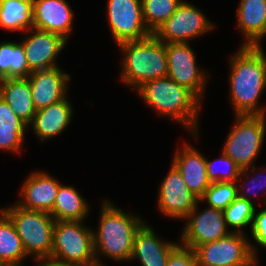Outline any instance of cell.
<instances>
[{
  "instance_id": "30bf717a",
  "label": "cell",
  "mask_w": 266,
  "mask_h": 266,
  "mask_svg": "<svg viewBox=\"0 0 266 266\" xmlns=\"http://www.w3.org/2000/svg\"><path fill=\"white\" fill-rule=\"evenodd\" d=\"M107 15L116 44L151 35L143 21L141 0H108Z\"/></svg>"
},
{
  "instance_id": "5bb4252c",
  "label": "cell",
  "mask_w": 266,
  "mask_h": 266,
  "mask_svg": "<svg viewBox=\"0 0 266 266\" xmlns=\"http://www.w3.org/2000/svg\"><path fill=\"white\" fill-rule=\"evenodd\" d=\"M28 34L21 41L31 72L58 67L56 58L65 48L67 40L61 35L36 29L26 30Z\"/></svg>"
},
{
  "instance_id": "d6a6232c",
  "label": "cell",
  "mask_w": 266,
  "mask_h": 266,
  "mask_svg": "<svg viewBox=\"0 0 266 266\" xmlns=\"http://www.w3.org/2000/svg\"><path fill=\"white\" fill-rule=\"evenodd\" d=\"M166 266H199L193 249L181 243L170 253Z\"/></svg>"
},
{
  "instance_id": "9c48e42d",
  "label": "cell",
  "mask_w": 266,
  "mask_h": 266,
  "mask_svg": "<svg viewBox=\"0 0 266 266\" xmlns=\"http://www.w3.org/2000/svg\"><path fill=\"white\" fill-rule=\"evenodd\" d=\"M214 26L195 5L183 1L153 35L165 44L189 43L188 41L212 30Z\"/></svg>"
},
{
  "instance_id": "4dcf8cb0",
  "label": "cell",
  "mask_w": 266,
  "mask_h": 266,
  "mask_svg": "<svg viewBox=\"0 0 266 266\" xmlns=\"http://www.w3.org/2000/svg\"><path fill=\"white\" fill-rule=\"evenodd\" d=\"M218 164L220 166L223 165L225 167L224 170L221 171L219 167H216L219 166ZM206 170L211 183L223 181L235 182L237 181L241 171L237 164L223 151L219 159H216V161H209L206 159Z\"/></svg>"
},
{
  "instance_id": "484cf974",
  "label": "cell",
  "mask_w": 266,
  "mask_h": 266,
  "mask_svg": "<svg viewBox=\"0 0 266 266\" xmlns=\"http://www.w3.org/2000/svg\"><path fill=\"white\" fill-rule=\"evenodd\" d=\"M0 262L2 265L22 266L27 257L23 243L11 219L0 210Z\"/></svg>"
},
{
  "instance_id": "83f0119b",
  "label": "cell",
  "mask_w": 266,
  "mask_h": 266,
  "mask_svg": "<svg viewBox=\"0 0 266 266\" xmlns=\"http://www.w3.org/2000/svg\"><path fill=\"white\" fill-rule=\"evenodd\" d=\"M184 0H141L143 21L151 34L174 14Z\"/></svg>"
},
{
  "instance_id": "9a60e30c",
  "label": "cell",
  "mask_w": 266,
  "mask_h": 266,
  "mask_svg": "<svg viewBox=\"0 0 266 266\" xmlns=\"http://www.w3.org/2000/svg\"><path fill=\"white\" fill-rule=\"evenodd\" d=\"M30 83L31 96L36 110L63 100L67 96L71 76L60 67L31 72L26 77Z\"/></svg>"
},
{
  "instance_id": "cb8c5ba5",
  "label": "cell",
  "mask_w": 266,
  "mask_h": 266,
  "mask_svg": "<svg viewBox=\"0 0 266 266\" xmlns=\"http://www.w3.org/2000/svg\"><path fill=\"white\" fill-rule=\"evenodd\" d=\"M28 127L0 97V149L20 154Z\"/></svg>"
},
{
  "instance_id": "ba28073f",
  "label": "cell",
  "mask_w": 266,
  "mask_h": 266,
  "mask_svg": "<svg viewBox=\"0 0 266 266\" xmlns=\"http://www.w3.org/2000/svg\"><path fill=\"white\" fill-rule=\"evenodd\" d=\"M245 233H233L198 246L199 266H258L257 249ZM256 251V252H255Z\"/></svg>"
},
{
  "instance_id": "44dd1931",
  "label": "cell",
  "mask_w": 266,
  "mask_h": 266,
  "mask_svg": "<svg viewBox=\"0 0 266 266\" xmlns=\"http://www.w3.org/2000/svg\"><path fill=\"white\" fill-rule=\"evenodd\" d=\"M236 16L237 27L245 36L243 46H261L266 36V0H241Z\"/></svg>"
},
{
  "instance_id": "d590c367",
  "label": "cell",
  "mask_w": 266,
  "mask_h": 266,
  "mask_svg": "<svg viewBox=\"0 0 266 266\" xmlns=\"http://www.w3.org/2000/svg\"><path fill=\"white\" fill-rule=\"evenodd\" d=\"M81 266H105V265L103 263L94 262V263L89 264V265H81Z\"/></svg>"
},
{
  "instance_id": "ac0fdd59",
  "label": "cell",
  "mask_w": 266,
  "mask_h": 266,
  "mask_svg": "<svg viewBox=\"0 0 266 266\" xmlns=\"http://www.w3.org/2000/svg\"><path fill=\"white\" fill-rule=\"evenodd\" d=\"M172 160L181 172L187 188L200 199L211 184L204 155L193 146L186 144L180 149L177 148Z\"/></svg>"
},
{
  "instance_id": "8fae6325",
  "label": "cell",
  "mask_w": 266,
  "mask_h": 266,
  "mask_svg": "<svg viewBox=\"0 0 266 266\" xmlns=\"http://www.w3.org/2000/svg\"><path fill=\"white\" fill-rule=\"evenodd\" d=\"M189 43H167V76L181 86L188 88L200 100L207 85L206 72L196 64L194 51Z\"/></svg>"
},
{
  "instance_id": "52a82bcc",
  "label": "cell",
  "mask_w": 266,
  "mask_h": 266,
  "mask_svg": "<svg viewBox=\"0 0 266 266\" xmlns=\"http://www.w3.org/2000/svg\"><path fill=\"white\" fill-rule=\"evenodd\" d=\"M266 115L236 116L223 152L242 169L254 167L266 134Z\"/></svg>"
},
{
  "instance_id": "7a4b0ae2",
  "label": "cell",
  "mask_w": 266,
  "mask_h": 266,
  "mask_svg": "<svg viewBox=\"0 0 266 266\" xmlns=\"http://www.w3.org/2000/svg\"><path fill=\"white\" fill-rule=\"evenodd\" d=\"M136 92L159 115L167 116L185 126L192 135L198 134L201 100L188 88L168 76L143 83Z\"/></svg>"
},
{
  "instance_id": "5b68a950",
  "label": "cell",
  "mask_w": 266,
  "mask_h": 266,
  "mask_svg": "<svg viewBox=\"0 0 266 266\" xmlns=\"http://www.w3.org/2000/svg\"><path fill=\"white\" fill-rule=\"evenodd\" d=\"M2 210L13 222L27 256L49 259L52 252L55 219L45 211L27 210L16 203Z\"/></svg>"
},
{
  "instance_id": "836d02e7",
  "label": "cell",
  "mask_w": 266,
  "mask_h": 266,
  "mask_svg": "<svg viewBox=\"0 0 266 266\" xmlns=\"http://www.w3.org/2000/svg\"><path fill=\"white\" fill-rule=\"evenodd\" d=\"M264 203L266 204V201ZM250 230L254 241L263 248H266V208L260 210L258 213L255 210Z\"/></svg>"
},
{
  "instance_id": "f546056e",
  "label": "cell",
  "mask_w": 266,
  "mask_h": 266,
  "mask_svg": "<svg viewBox=\"0 0 266 266\" xmlns=\"http://www.w3.org/2000/svg\"><path fill=\"white\" fill-rule=\"evenodd\" d=\"M237 186L235 182H214L206 189L205 194L199 199L206 201L208 207L219 210L226 209L237 198Z\"/></svg>"
},
{
  "instance_id": "603a6c76",
  "label": "cell",
  "mask_w": 266,
  "mask_h": 266,
  "mask_svg": "<svg viewBox=\"0 0 266 266\" xmlns=\"http://www.w3.org/2000/svg\"><path fill=\"white\" fill-rule=\"evenodd\" d=\"M89 208V204L75 188L61 184L50 214L56 221H83Z\"/></svg>"
},
{
  "instance_id": "d4e9b609",
  "label": "cell",
  "mask_w": 266,
  "mask_h": 266,
  "mask_svg": "<svg viewBox=\"0 0 266 266\" xmlns=\"http://www.w3.org/2000/svg\"><path fill=\"white\" fill-rule=\"evenodd\" d=\"M0 27L5 31L33 29V0H0Z\"/></svg>"
},
{
  "instance_id": "4fadbf2b",
  "label": "cell",
  "mask_w": 266,
  "mask_h": 266,
  "mask_svg": "<svg viewBox=\"0 0 266 266\" xmlns=\"http://www.w3.org/2000/svg\"><path fill=\"white\" fill-rule=\"evenodd\" d=\"M158 196L157 203L161 213L182 220H185L199 201V198L187 188L181 172L173 163L159 187Z\"/></svg>"
},
{
  "instance_id": "8992f818",
  "label": "cell",
  "mask_w": 266,
  "mask_h": 266,
  "mask_svg": "<svg viewBox=\"0 0 266 266\" xmlns=\"http://www.w3.org/2000/svg\"><path fill=\"white\" fill-rule=\"evenodd\" d=\"M93 233L82 221H55L49 260L68 266L96 262Z\"/></svg>"
},
{
  "instance_id": "f1b7e54d",
  "label": "cell",
  "mask_w": 266,
  "mask_h": 266,
  "mask_svg": "<svg viewBox=\"0 0 266 266\" xmlns=\"http://www.w3.org/2000/svg\"><path fill=\"white\" fill-rule=\"evenodd\" d=\"M255 207L253 202L237 197L223 210L227 228L228 226L232 227L233 233H244L245 227L249 225L252 227Z\"/></svg>"
},
{
  "instance_id": "6da1fadb",
  "label": "cell",
  "mask_w": 266,
  "mask_h": 266,
  "mask_svg": "<svg viewBox=\"0 0 266 266\" xmlns=\"http://www.w3.org/2000/svg\"><path fill=\"white\" fill-rule=\"evenodd\" d=\"M230 65V97L235 116L266 115V108L258 105L266 88V56L262 47L242 45L231 56Z\"/></svg>"
},
{
  "instance_id": "1f68e13d",
  "label": "cell",
  "mask_w": 266,
  "mask_h": 266,
  "mask_svg": "<svg viewBox=\"0 0 266 266\" xmlns=\"http://www.w3.org/2000/svg\"><path fill=\"white\" fill-rule=\"evenodd\" d=\"M250 169H251V171L253 173L255 171H257V168L255 166L253 168L251 167V168H248V169H242L240 171L239 177H238V179L236 181V186H237V196L238 197L243 198V199H246V200H248L250 202H253L251 200L252 198H250V196H249V192H251V190H255V188H261V187H263V189H264L263 190V194H265L266 193V182L262 184V181H263V179L261 178V177H263L262 175H261V177H260V174L259 175H254L252 177V179H251V184L253 183L252 187H250L249 189L246 188V185H248V182L249 181L244 180V181L241 182L240 179H242V177H245V176H246V179H249L248 178L249 177V174L248 173L250 172ZM265 179H266V177H265ZM265 179H264V181H265ZM238 180L240 181L239 184L237 183V182H239ZM253 192H251V194H253ZM256 193H254V194L256 195Z\"/></svg>"
},
{
  "instance_id": "4316f807",
  "label": "cell",
  "mask_w": 266,
  "mask_h": 266,
  "mask_svg": "<svg viewBox=\"0 0 266 266\" xmlns=\"http://www.w3.org/2000/svg\"><path fill=\"white\" fill-rule=\"evenodd\" d=\"M30 73L22 44L0 42V79L26 78Z\"/></svg>"
},
{
  "instance_id": "7402d4cb",
  "label": "cell",
  "mask_w": 266,
  "mask_h": 266,
  "mask_svg": "<svg viewBox=\"0 0 266 266\" xmlns=\"http://www.w3.org/2000/svg\"><path fill=\"white\" fill-rule=\"evenodd\" d=\"M0 97L28 126L32 123L37 110L32 100L31 87L27 78L0 79Z\"/></svg>"
},
{
  "instance_id": "7c38bea8",
  "label": "cell",
  "mask_w": 266,
  "mask_h": 266,
  "mask_svg": "<svg viewBox=\"0 0 266 266\" xmlns=\"http://www.w3.org/2000/svg\"><path fill=\"white\" fill-rule=\"evenodd\" d=\"M199 202L200 200L185 218L189 221L181 234V244L193 250L202 244L224 238L232 232L226 226L222 210L208 207L197 212Z\"/></svg>"
},
{
  "instance_id": "2e32d148",
  "label": "cell",
  "mask_w": 266,
  "mask_h": 266,
  "mask_svg": "<svg viewBox=\"0 0 266 266\" xmlns=\"http://www.w3.org/2000/svg\"><path fill=\"white\" fill-rule=\"evenodd\" d=\"M74 14L65 0H33V29L70 36Z\"/></svg>"
},
{
  "instance_id": "e0dca14e",
  "label": "cell",
  "mask_w": 266,
  "mask_h": 266,
  "mask_svg": "<svg viewBox=\"0 0 266 266\" xmlns=\"http://www.w3.org/2000/svg\"><path fill=\"white\" fill-rule=\"evenodd\" d=\"M60 185V182L50 174L37 170L25 180L20 191L22 201L20 200L16 204L27 210L50 213L53 210Z\"/></svg>"
},
{
  "instance_id": "e575fe53",
  "label": "cell",
  "mask_w": 266,
  "mask_h": 266,
  "mask_svg": "<svg viewBox=\"0 0 266 266\" xmlns=\"http://www.w3.org/2000/svg\"><path fill=\"white\" fill-rule=\"evenodd\" d=\"M35 261L39 262V265L37 266H68V265L61 264V263H58V262H55L49 259H38Z\"/></svg>"
},
{
  "instance_id": "d6986e66",
  "label": "cell",
  "mask_w": 266,
  "mask_h": 266,
  "mask_svg": "<svg viewBox=\"0 0 266 266\" xmlns=\"http://www.w3.org/2000/svg\"><path fill=\"white\" fill-rule=\"evenodd\" d=\"M179 244L162 241L146 222L136 232L129 261L138 259L142 266H166L170 253Z\"/></svg>"
},
{
  "instance_id": "ffe728a7",
  "label": "cell",
  "mask_w": 266,
  "mask_h": 266,
  "mask_svg": "<svg viewBox=\"0 0 266 266\" xmlns=\"http://www.w3.org/2000/svg\"><path fill=\"white\" fill-rule=\"evenodd\" d=\"M68 100L66 97L36 111L30 126L32 125V130L40 141L60 135L70 125L73 108Z\"/></svg>"
},
{
  "instance_id": "277c9868",
  "label": "cell",
  "mask_w": 266,
  "mask_h": 266,
  "mask_svg": "<svg viewBox=\"0 0 266 266\" xmlns=\"http://www.w3.org/2000/svg\"><path fill=\"white\" fill-rule=\"evenodd\" d=\"M118 46L125 55L121 71L123 83L137 90L147 81L167 77L166 44L153 34Z\"/></svg>"
},
{
  "instance_id": "3957f363",
  "label": "cell",
  "mask_w": 266,
  "mask_h": 266,
  "mask_svg": "<svg viewBox=\"0 0 266 266\" xmlns=\"http://www.w3.org/2000/svg\"><path fill=\"white\" fill-rule=\"evenodd\" d=\"M102 203L99 228L93 231L96 262L102 263L99 260L102 255L126 262L131 257L135 234L145 222L140 216L123 212L109 200Z\"/></svg>"
}]
</instances>
